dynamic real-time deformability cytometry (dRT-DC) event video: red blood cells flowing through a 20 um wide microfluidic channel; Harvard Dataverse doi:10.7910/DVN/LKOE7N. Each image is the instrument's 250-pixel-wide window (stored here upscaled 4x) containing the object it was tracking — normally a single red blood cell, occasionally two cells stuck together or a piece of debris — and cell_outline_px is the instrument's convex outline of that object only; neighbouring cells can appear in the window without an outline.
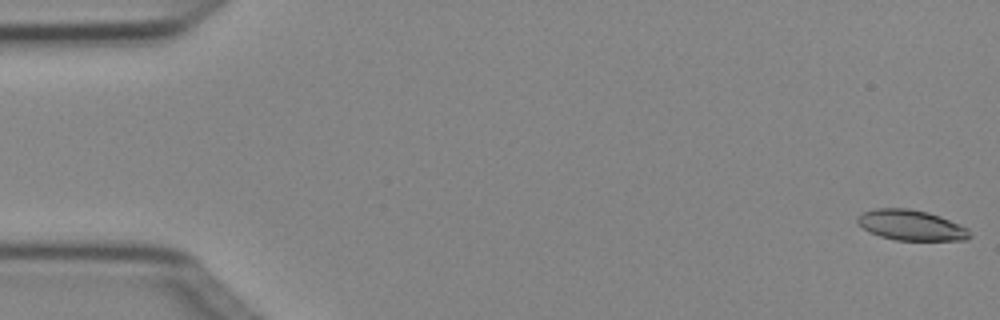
{"species": "Egyptian fruit bat (a non-hibernating species)", "species_latin": "Rousettus aegyptiacus", "temperature_condition": "cold", "stored_images_in_passage": 6, "camera_frame_rate_fps": 3000, "um_per_image_px": 0.085, "animal": {"sex": "female"}, "frame": {"image": 1, "passage_image": 1, "time_ms": 0.0, "image_size_px": [1000, 320], "cell_outline_px": [[972, 236], [968, 240], [896, 240], [880, 236], [868, 232], [856, 220], [864, 212], [876, 208], [908, 208], [928, 212], [940, 216], [960, 224], [968, 228]], "centroid_in_image_um": [77.49, 19.14], "position_along_channel_um": 7.5, "area_um2": 19.88}}